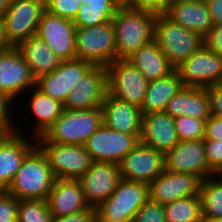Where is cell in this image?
<instances>
[{
    "label": "cell",
    "instance_id": "7402d4cb",
    "mask_svg": "<svg viewBox=\"0 0 222 222\" xmlns=\"http://www.w3.org/2000/svg\"><path fill=\"white\" fill-rule=\"evenodd\" d=\"M46 201L52 217L71 215L90 208L79 180L56 178Z\"/></svg>",
    "mask_w": 222,
    "mask_h": 222
},
{
    "label": "cell",
    "instance_id": "681fc988",
    "mask_svg": "<svg viewBox=\"0 0 222 222\" xmlns=\"http://www.w3.org/2000/svg\"><path fill=\"white\" fill-rule=\"evenodd\" d=\"M16 128H0V144L4 139L12 132H15Z\"/></svg>",
    "mask_w": 222,
    "mask_h": 222
},
{
    "label": "cell",
    "instance_id": "8992f818",
    "mask_svg": "<svg viewBox=\"0 0 222 222\" xmlns=\"http://www.w3.org/2000/svg\"><path fill=\"white\" fill-rule=\"evenodd\" d=\"M149 199V185L122 179L115 191L96 209V221H133Z\"/></svg>",
    "mask_w": 222,
    "mask_h": 222
},
{
    "label": "cell",
    "instance_id": "f35d334b",
    "mask_svg": "<svg viewBox=\"0 0 222 222\" xmlns=\"http://www.w3.org/2000/svg\"><path fill=\"white\" fill-rule=\"evenodd\" d=\"M171 0H126L122 5L131 9L164 14Z\"/></svg>",
    "mask_w": 222,
    "mask_h": 222
},
{
    "label": "cell",
    "instance_id": "44dd1931",
    "mask_svg": "<svg viewBox=\"0 0 222 222\" xmlns=\"http://www.w3.org/2000/svg\"><path fill=\"white\" fill-rule=\"evenodd\" d=\"M164 15L172 22L202 37L213 27L205 0H171Z\"/></svg>",
    "mask_w": 222,
    "mask_h": 222
},
{
    "label": "cell",
    "instance_id": "8d00e7d4",
    "mask_svg": "<svg viewBox=\"0 0 222 222\" xmlns=\"http://www.w3.org/2000/svg\"><path fill=\"white\" fill-rule=\"evenodd\" d=\"M209 169L216 175L222 169V140L204 139Z\"/></svg>",
    "mask_w": 222,
    "mask_h": 222
},
{
    "label": "cell",
    "instance_id": "52a82bcc",
    "mask_svg": "<svg viewBox=\"0 0 222 222\" xmlns=\"http://www.w3.org/2000/svg\"><path fill=\"white\" fill-rule=\"evenodd\" d=\"M46 0H11L3 18L5 35L12 46L35 36Z\"/></svg>",
    "mask_w": 222,
    "mask_h": 222
},
{
    "label": "cell",
    "instance_id": "5bb4252c",
    "mask_svg": "<svg viewBox=\"0 0 222 222\" xmlns=\"http://www.w3.org/2000/svg\"><path fill=\"white\" fill-rule=\"evenodd\" d=\"M165 170L190 173L202 180L215 176L205 157L204 139L179 141L164 154Z\"/></svg>",
    "mask_w": 222,
    "mask_h": 222
},
{
    "label": "cell",
    "instance_id": "7a4b0ae2",
    "mask_svg": "<svg viewBox=\"0 0 222 222\" xmlns=\"http://www.w3.org/2000/svg\"><path fill=\"white\" fill-rule=\"evenodd\" d=\"M55 175L46 155L36 144L24 157L6 192L17 199H47Z\"/></svg>",
    "mask_w": 222,
    "mask_h": 222
},
{
    "label": "cell",
    "instance_id": "5b68a950",
    "mask_svg": "<svg viewBox=\"0 0 222 222\" xmlns=\"http://www.w3.org/2000/svg\"><path fill=\"white\" fill-rule=\"evenodd\" d=\"M154 41L176 69L203 44V37L172 22L164 14L158 15Z\"/></svg>",
    "mask_w": 222,
    "mask_h": 222
},
{
    "label": "cell",
    "instance_id": "d4e9b609",
    "mask_svg": "<svg viewBox=\"0 0 222 222\" xmlns=\"http://www.w3.org/2000/svg\"><path fill=\"white\" fill-rule=\"evenodd\" d=\"M165 111L173 118L190 116L207 120L211 116L207 89L182 86L170 99Z\"/></svg>",
    "mask_w": 222,
    "mask_h": 222
},
{
    "label": "cell",
    "instance_id": "836d02e7",
    "mask_svg": "<svg viewBox=\"0 0 222 222\" xmlns=\"http://www.w3.org/2000/svg\"><path fill=\"white\" fill-rule=\"evenodd\" d=\"M174 123L179 141L204 139L206 120L180 116L174 118Z\"/></svg>",
    "mask_w": 222,
    "mask_h": 222
},
{
    "label": "cell",
    "instance_id": "ffe728a7",
    "mask_svg": "<svg viewBox=\"0 0 222 222\" xmlns=\"http://www.w3.org/2000/svg\"><path fill=\"white\" fill-rule=\"evenodd\" d=\"M139 140L165 154L179 142L174 118L166 111L143 115Z\"/></svg>",
    "mask_w": 222,
    "mask_h": 222
},
{
    "label": "cell",
    "instance_id": "d590c367",
    "mask_svg": "<svg viewBox=\"0 0 222 222\" xmlns=\"http://www.w3.org/2000/svg\"><path fill=\"white\" fill-rule=\"evenodd\" d=\"M82 0H46V10L51 14L73 20Z\"/></svg>",
    "mask_w": 222,
    "mask_h": 222
},
{
    "label": "cell",
    "instance_id": "f546056e",
    "mask_svg": "<svg viewBox=\"0 0 222 222\" xmlns=\"http://www.w3.org/2000/svg\"><path fill=\"white\" fill-rule=\"evenodd\" d=\"M166 222H201V202L199 195L184 197L164 204Z\"/></svg>",
    "mask_w": 222,
    "mask_h": 222
},
{
    "label": "cell",
    "instance_id": "d6986e66",
    "mask_svg": "<svg viewBox=\"0 0 222 222\" xmlns=\"http://www.w3.org/2000/svg\"><path fill=\"white\" fill-rule=\"evenodd\" d=\"M202 181L194 174L164 170L149 184V199L164 205L177 199L199 195Z\"/></svg>",
    "mask_w": 222,
    "mask_h": 222
},
{
    "label": "cell",
    "instance_id": "f1b7e54d",
    "mask_svg": "<svg viewBox=\"0 0 222 222\" xmlns=\"http://www.w3.org/2000/svg\"><path fill=\"white\" fill-rule=\"evenodd\" d=\"M32 93L29 96V108L36 123L34 126V137L38 138L63 114L64 104L58 100L52 99L44 94L36 86L29 89ZM35 117V118H34Z\"/></svg>",
    "mask_w": 222,
    "mask_h": 222
},
{
    "label": "cell",
    "instance_id": "ee69618b",
    "mask_svg": "<svg viewBox=\"0 0 222 222\" xmlns=\"http://www.w3.org/2000/svg\"><path fill=\"white\" fill-rule=\"evenodd\" d=\"M204 139L222 140V117L211 115L206 120Z\"/></svg>",
    "mask_w": 222,
    "mask_h": 222
},
{
    "label": "cell",
    "instance_id": "4316f807",
    "mask_svg": "<svg viewBox=\"0 0 222 222\" xmlns=\"http://www.w3.org/2000/svg\"><path fill=\"white\" fill-rule=\"evenodd\" d=\"M182 86L181 78L176 69L167 76L149 81L143 106L141 107L142 115L165 111L170 99Z\"/></svg>",
    "mask_w": 222,
    "mask_h": 222
},
{
    "label": "cell",
    "instance_id": "3957f363",
    "mask_svg": "<svg viewBox=\"0 0 222 222\" xmlns=\"http://www.w3.org/2000/svg\"><path fill=\"white\" fill-rule=\"evenodd\" d=\"M103 124L101 107L85 110L64 109L63 114L36 138V143L84 145Z\"/></svg>",
    "mask_w": 222,
    "mask_h": 222
},
{
    "label": "cell",
    "instance_id": "db71d44e",
    "mask_svg": "<svg viewBox=\"0 0 222 222\" xmlns=\"http://www.w3.org/2000/svg\"><path fill=\"white\" fill-rule=\"evenodd\" d=\"M120 5H122L126 0H116Z\"/></svg>",
    "mask_w": 222,
    "mask_h": 222
},
{
    "label": "cell",
    "instance_id": "ac0fdd59",
    "mask_svg": "<svg viewBox=\"0 0 222 222\" xmlns=\"http://www.w3.org/2000/svg\"><path fill=\"white\" fill-rule=\"evenodd\" d=\"M92 66L90 62L82 59L62 61L53 72L36 79V87L64 104L76 83Z\"/></svg>",
    "mask_w": 222,
    "mask_h": 222
},
{
    "label": "cell",
    "instance_id": "6da1fadb",
    "mask_svg": "<svg viewBox=\"0 0 222 222\" xmlns=\"http://www.w3.org/2000/svg\"><path fill=\"white\" fill-rule=\"evenodd\" d=\"M158 14L120 5L112 19L115 29L116 60H126L152 41Z\"/></svg>",
    "mask_w": 222,
    "mask_h": 222
},
{
    "label": "cell",
    "instance_id": "74e56055",
    "mask_svg": "<svg viewBox=\"0 0 222 222\" xmlns=\"http://www.w3.org/2000/svg\"><path fill=\"white\" fill-rule=\"evenodd\" d=\"M18 199L0 190V222H17Z\"/></svg>",
    "mask_w": 222,
    "mask_h": 222
},
{
    "label": "cell",
    "instance_id": "f6af8a7d",
    "mask_svg": "<svg viewBox=\"0 0 222 222\" xmlns=\"http://www.w3.org/2000/svg\"><path fill=\"white\" fill-rule=\"evenodd\" d=\"M213 26L222 25V0H205Z\"/></svg>",
    "mask_w": 222,
    "mask_h": 222
},
{
    "label": "cell",
    "instance_id": "ba28073f",
    "mask_svg": "<svg viewBox=\"0 0 222 222\" xmlns=\"http://www.w3.org/2000/svg\"><path fill=\"white\" fill-rule=\"evenodd\" d=\"M108 93L141 109L148 80L130 61L115 60L107 66Z\"/></svg>",
    "mask_w": 222,
    "mask_h": 222
},
{
    "label": "cell",
    "instance_id": "7bdbcfd3",
    "mask_svg": "<svg viewBox=\"0 0 222 222\" xmlns=\"http://www.w3.org/2000/svg\"><path fill=\"white\" fill-rule=\"evenodd\" d=\"M14 103L10 97L0 92V128H17L10 116L11 105Z\"/></svg>",
    "mask_w": 222,
    "mask_h": 222
},
{
    "label": "cell",
    "instance_id": "b9f144b4",
    "mask_svg": "<svg viewBox=\"0 0 222 222\" xmlns=\"http://www.w3.org/2000/svg\"><path fill=\"white\" fill-rule=\"evenodd\" d=\"M51 222H96V209H89L71 215L52 217Z\"/></svg>",
    "mask_w": 222,
    "mask_h": 222
},
{
    "label": "cell",
    "instance_id": "30bf717a",
    "mask_svg": "<svg viewBox=\"0 0 222 222\" xmlns=\"http://www.w3.org/2000/svg\"><path fill=\"white\" fill-rule=\"evenodd\" d=\"M140 135L125 134L102 124L85 142L93 161L119 164L139 142Z\"/></svg>",
    "mask_w": 222,
    "mask_h": 222
},
{
    "label": "cell",
    "instance_id": "603a6c76",
    "mask_svg": "<svg viewBox=\"0 0 222 222\" xmlns=\"http://www.w3.org/2000/svg\"><path fill=\"white\" fill-rule=\"evenodd\" d=\"M103 124L131 135H140L142 125L141 109L107 93L101 106Z\"/></svg>",
    "mask_w": 222,
    "mask_h": 222
},
{
    "label": "cell",
    "instance_id": "e0dca14e",
    "mask_svg": "<svg viewBox=\"0 0 222 222\" xmlns=\"http://www.w3.org/2000/svg\"><path fill=\"white\" fill-rule=\"evenodd\" d=\"M35 86L36 78L16 46L0 52V92L16 100Z\"/></svg>",
    "mask_w": 222,
    "mask_h": 222
},
{
    "label": "cell",
    "instance_id": "277c9868",
    "mask_svg": "<svg viewBox=\"0 0 222 222\" xmlns=\"http://www.w3.org/2000/svg\"><path fill=\"white\" fill-rule=\"evenodd\" d=\"M76 59L90 62L93 66L107 67L116 60L115 29L112 21L92 27L75 29Z\"/></svg>",
    "mask_w": 222,
    "mask_h": 222
},
{
    "label": "cell",
    "instance_id": "4dcf8cb0",
    "mask_svg": "<svg viewBox=\"0 0 222 222\" xmlns=\"http://www.w3.org/2000/svg\"><path fill=\"white\" fill-rule=\"evenodd\" d=\"M199 198L202 217L222 218V181L218 177L202 181Z\"/></svg>",
    "mask_w": 222,
    "mask_h": 222
},
{
    "label": "cell",
    "instance_id": "f907efd6",
    "mask_svg": "<svg viewBox=\"0 0 222 222\" xmlns=\"http://www.w3.org/2000/svg\"><path fill=\"white\" fill-rule=\"evenodd\" d=\"M201 222H222V218L202 217Z\"/></svg>",
    "mask_w": 222,
    "mask_h": 222
},
{
    "label": "cell",
    "instance_id": "60d3db41",
    "mask_svg": "<svg viewBox=\"0 0 222 222\" xmlns=\"http://www.w3.org/2000/svg\"><path fill=\"white\" fill-rule=\"evenodd\" d=\"M206 89L210 100L211 115L222 117V86L214 84L208 86Z\"/></svg>",
    "mask_w": 222,
    "mask_h": 222
},
{
    "label": "cell",
    "instance_id": "9c48e42d",
    "mask_svg": "<svg viewBox=\"0 0 222 222\" xmlns=\"http://www.w3.org/2000/svg\"><path fill=\"white\" fill-rule=\"evenodd\" d=\"M46 155L56 178L79 180L93 160L84 145L36 143Z\"/></svg>",
    "mask_w": 222,
    "mask_h": 222
},
{
    "label": "cell",
    "instance_id": "7dc6e473",
    "mask_svg": "<svg viewBox=\"0 0 222 222\" xmlns=\"http://www.w3.org/2000/svg\"><path fill=\"white\" fill-rule=\"evenodd\" d=\"M12 45L7 41L3 18H0V52L9 49Z\"/></svg>",
    "mask_w": 222,
    "mask_h": 222
},
{
    "label": "cell",
    "instance_id": "c3c4849f",
    "mask_svg": "<svg viewBox=\"0 0 222 222\" xmlns=\"http://www.w3.org/2000/svg\"><path fill=\"white\" fill-rule=\"evenodd\" d=\"M11 0H0V18H2L5 12L9 9Z\"/></svg>",
    "mask_w": 222,
    "mask_h": 222
},
{
    "label": "cell",
    "instance_id": "e575fe53",
    "mask_svg": "<svg viewBox=\"0 0 222 222\" xmlns=\"http://www.w3.org/2000/svg\"><path fill=\"white\" fill-rule=\"evenodd\" d=\"M133 222H166L164 205L148 199L135 214Z\"/></svg>",
    "mask_w": 222,
    "mask_h": 222
},
{
    "label": "cell",
    "instance_id": "cb8c5ba5",
    "mask_svg": "<svg viewBox=\"0 0 222 222\" xmlns=\"http://www.w3.org/2000/svg\"><path fill=\"white\" fill-rule=\"evenodd\" d=\"M22 134L20 130H16L0 144V190H6L24 157L36 145V138L34 143H30Z\"/></svg>",
    "mask_w": 222,
    "mask_h": 222
},
{
    "label": "cell",
    "instance_id": "816d5d0a",
    "mask_svg": "<svg viewBox=\"0 0 222 222\" xmlns=\"http://www.w3.org/2000/svg\"><path fill=\"white\" fill-rule=\"evenodd\" d=\"M215 176L222 181V171H219Z\"/></svg>",
    "mask_w": 222,
    "mask_h": 222
},
{
    "label": "cell",
    "instance_id": "11a10c76",
    "mask_svg": "<svg viewBox=\"0 0 222 222\" xmlns=\"http://www.w3.org/2000/svg\"><path fill=\"white\" fill-rule=\"evenodd\" d=\"M96 222H112V221H96ZM114 222V221H113ZM118 222V221H117ZM124 222H133V221H124Z\"/></svg>",
    "mask_w": 222,
    "mask_h": 222
},
{
    "label": "cell",
    "instance_id": "8fae6325",
    "mask_svg": "<svg viewBox=\"0 0 222 222\" xmlns=\"http://www.w3.org/2000/svg\"><path fill=\"white\" fill-rule=\"evenodd\" d=\"M183 86L207 88L217 84L222 74V56L204 44L176 68Z\"/></svg>",
    "mask_w": 222,
    "mask_h": 222
},
{
    "label": "cell",
    "instance_id": "ab89813d",
    "mask_svg": "<svg viewBox=\"0 0 222 222\" xmlns=\"http://www.w3.org/2000/svg\"><path fill=\"white\" fill-rule=\"evenodd\" d=\"M203 42L213 53L222 56V25L213 26L203 37Z\"/></svg>",
    "mask_w": 222,
    "mask_h": 222
},
{
    "label": "cell",
    "instance_id": "1f68e13d",
    "mask_svg": "<svg viewBox=\"0 0 222 222\" xmlns=\"http://www.w3.org/2000/svg\"><path fill=\"white\" fill-rule=\"evenodd\" d=\"M45 199H18L17 222H51Z\"/></svg>",
    "mask_w": 222,
    "mask_h": 222
},
{
    "label": "cell",
    "instance_id": "bcb514c9",
    "mask_svg": "<svg viewBox=\"0 0 222 222\" xmlns=\"http://www.w3.org/2000/svg\"><path fill=\"white\" fill-rule=\"evenodd\" d=\"M82 4L95 8H118L120 6L116 0H82Z\"/></svg>",
    "mask_w": 222,
    "mask_h": 222
},
{
    "label": "cell",
    "instance_id": "2e32d148",
    "mask_svg": "<svg viewBox=\"0 0 222 222\" xmlns=\"http://www.w3.org/2000/svg\"><path fill=\"white\" fill-rule=\"evenodd\" d=\"M121 180L119 164L93 161L79 182L87 204L97 208L115 191Z\"/></svg>",
    "mask_w": 222,
    "mask_h": 222
},
{
    "label": "cell",
    "instance_id": "4fadbf2b",
    "mask_svg": "<svg viewBox=\"0 0 222 222\" xmlns=\"http://www.w3.org/2000/svg\"><path fill=\"white\" fill-rule=\"evenodd\" d=\"M108 93V70L92 66L74 86L64 102V109L85 110L101 107Z\"/></svg>",
    "mask_w": 222,
    "mask_h": 222
},
{
    "label": "cell",
    "instance_id": "484cf974",
    "mask_svg": "<svg viewBox=\"0 0 222 222\" xmlns=\"http://www.w3.org/2000/svg\"><path fill=\"white\" fill-rule=\"evenodd\" d=\"M36 79L57 69L62 60L37 35L32 36L17 46Z\"/></svg>",
    "mask_w": 222,
    "mask_h": 222
},
{
    "label": "cell",
    "instance_id": "9a60e30c",
    "mask_svg": "<svg viewBox=\"0 0 222 222\" xmlns=\"http://www.w3.org/2000/svg\"><path fill=\"white\" fill-rule=\"evenodd\" d=\"M75 29L73 21L45 10L40 18L37 36L62 60L76 58Z\"/></svg>",
    "mask_w": 222,
    "mask_h": 222
},
{
    "label": "cell",
    "instance_id": "7c38bea8",
    "mask_svg": "<svg viewBox=\"0 0 222 222\" xmlns=\"http://www.w3.org/2000/svg\"><path fill=\"white\" fill-rule=\"evenodd\" d=\"M124 180L150 184L165 170L164 153L139 142L119 163Z\"/></svg>",
    "mask_w": 222,
    "mask_h": 222
},
{
    "label": "cell",
    "instance_id": "83f0119b",
    "mask_svg": "<svg viewBox=\"0 0 222 222\" xmlns=\"http://www.w3.org/2000/svg\"><path fill=\"white\" fill-rule=\"evenodd\" d=\"M127 60L139 69L148 81L167 76L174 70L155 41L140 47Z\"/></svg>",
    "mask_w": 222,
    "mask_h": 222
},
{
    "label": "cell",
    "instance_id": "f5cc1de1",
    "mask_svg": "<svg viewBox=\"0 0 222 222\" xmlns=\"http://www.w3.org/2000/svg\"><path fill=\"white\" fill-rule=\"evenodd\" d=\"M217 84H218L219 86H222V74H221V77H220L219 81L217 82Z\"/></svg>",
    "mask_w": 222,
    "mask_h": 222
},
{
    "label": "cell",
    "instance_id": "d6a6232c",
    "mask_svg": "<svg viewBox=\"0 0 222 222\" xmlns=\"http://www.w3.org/2000/svg\"><path fill=\"white\" fill-rule=\"evenodd\" d=\"M117 8H95L81 4L77 15L72 20L76 27H92L112 21Z\"/></svg>",
    "mask_w": 222,
    "mask_h": 222
}]
</instances>
